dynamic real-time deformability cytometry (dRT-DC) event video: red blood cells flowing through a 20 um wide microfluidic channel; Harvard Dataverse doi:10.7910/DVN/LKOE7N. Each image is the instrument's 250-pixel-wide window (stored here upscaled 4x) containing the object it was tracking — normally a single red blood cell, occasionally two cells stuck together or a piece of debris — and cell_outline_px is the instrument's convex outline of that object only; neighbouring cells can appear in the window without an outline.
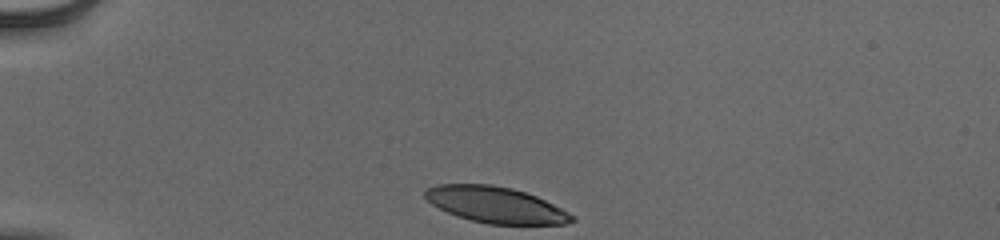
{"species": "human", "species_latin": "Homo sapiens", "temperature_condition": "cold", "stored_images_in_passage": 34, "camera_frame_rate_fps": 3000, "um_per_image_px": 0.085, "donor": {"sex": "male"}, "frame": {"image": 1, "passage_image": 1, "time_ms": 0.0, "image_size_px": [1000, 240], "cell_outline_px": [[576, 220], [568, 224], [488, 224], [456, 216], [432, 204], [424, 196], [424, 192], [428, 188], [436, 184], [492, 184], [512, 188], [536, 196], [576, 216]], "centroid_in_image_um": [42.14, 17.41], "position_along_channel_um": 42.9, "area_um2": 30.75}}
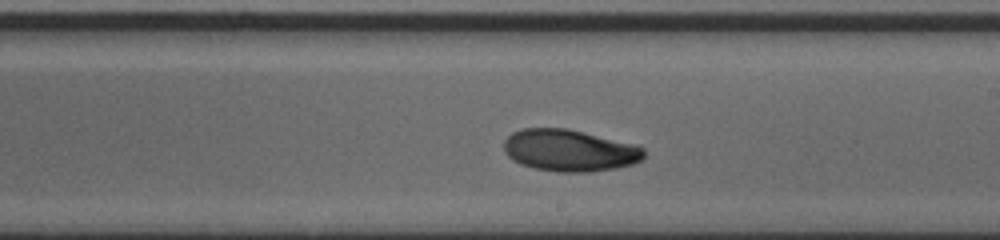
{"frame": {"image": 2, "passage_image": 20, "time_ms": 6.333, "image_size_px": [1000, 240], "cell_outline_px": [[644, 156], [640, 160], [632, 164], [616, 168], [588, 172], [556, 172], [532, 168], [520, 164], [512, 160], [504, 152], [504, 140], [512, 132], [524, 128], [568, 128], [636, 144], [644, 148]], "centroid_in_image_um": [48.39, 12.78], "position_along_channel_um": 240.6, "area_um2": 34.45}}
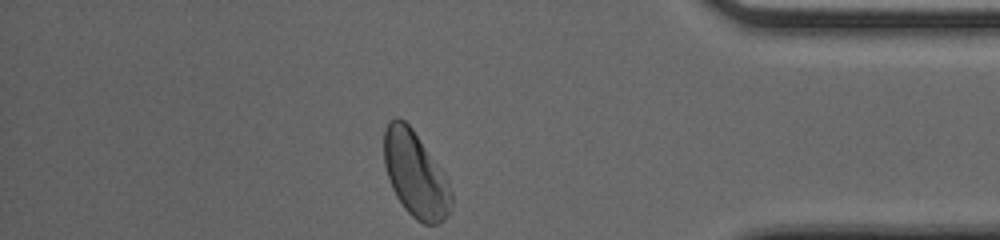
{"frame": {"image": 3, "passage_image": 34, "time_ms": 11.0, "image_size_px": [1000, 240], "cell_outline_px": [[452, 204], [444, 220], [436, 224], [424, 224], [416, 220], [404, 208], [396, 196], [392, 188], [384, 164], [384, 128], [388, 120], [396, 116], [400, 116], [412, 128], [444, 172], [448, 180], [452, 192]], "centroid_in_image_um": [35.3, 14.8], "position_along_channel_um": 399.9, "area_um2": 33.81}, "authors_computed_cell_mechanics": {"area_um2": 33.5529, "velocity_mm_per_s": 3.9045, "shape_relaxation_time_tau1_ms": 2.5141, "shape_relaxation_time_tau2_ms": 9.0837, "deformation_change_tau1": 0.1298, "deformation_change_tau2": 0.1399}}